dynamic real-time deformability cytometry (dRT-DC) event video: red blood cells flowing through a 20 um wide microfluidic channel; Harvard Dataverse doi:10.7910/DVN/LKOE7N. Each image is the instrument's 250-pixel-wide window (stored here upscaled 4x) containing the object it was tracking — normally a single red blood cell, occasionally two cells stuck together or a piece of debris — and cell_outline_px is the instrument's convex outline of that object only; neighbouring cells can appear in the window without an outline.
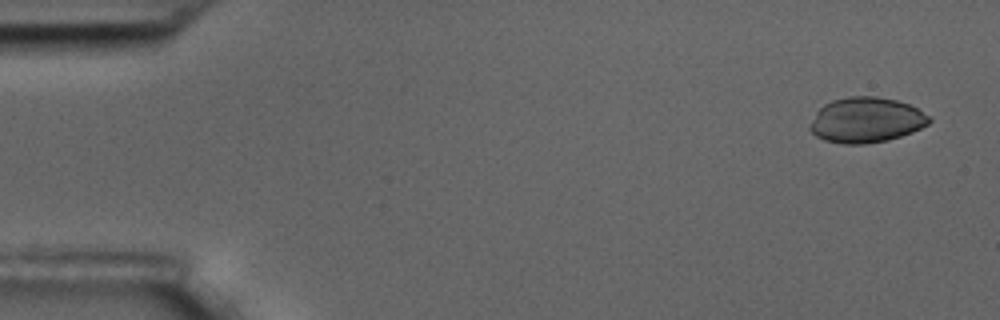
{"species": "common noctule bat (a hibernating species)", "species_latin": "Nyctalus noctula", "temperature_condition": "room temperature", "stored_images_in_passage": 5, "camera_frame_rate_fps": 3000, "um_per_image_px": 0.085, "animal": {"sex": "male", "body_mass_g": 17.5, "forearm_length_mm": 52.3}, "frame": {"image": 1, "passage_image": 1, "time_ms": 0.0, "image_size_px": [1000, 320], "cell_outline_px": [[932, 120], [928, 124], [912, 132], [888, 140], [864, 144], [844, 144], [824, 140], [816, 136], [808, 128], [808, 124], [816, 112], [824, 104], [832, 100], [848, 96], [876, 96], [896, 100], [908, 104], [916, 108], [928, 116]], "centroid_in_image_um": [73.58, 10.2], "position_along_channel_um": 11.4, "area_um2": 31.5}}
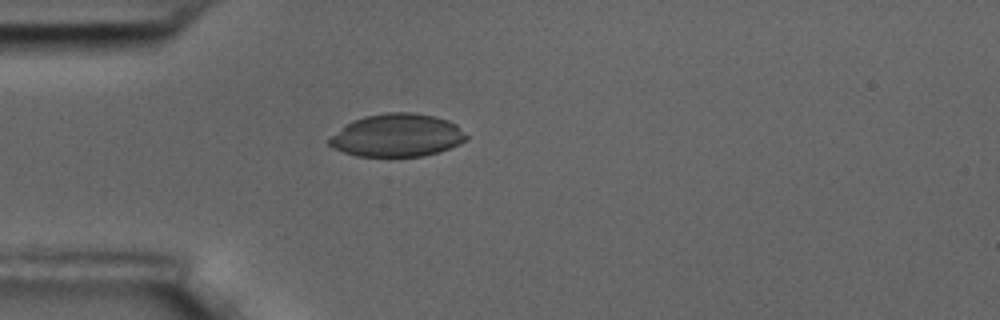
{"frame": {"image": 2, "passage_image": 4, "time_ms": 4.333, "image_size_px": [1000, 320], "cell_outline_px": [[468, 140], [460, 144], [424, 156], [356, 156], [332, 148], [328, 144], [328, 140], [344, 124], [352, 120], [364, 116], [384, 112], [412, 112], [436, 116], [448, 120], [456, 124], [468, 136]], "centroid_in_image_um": [33.75, 11.49], "position_along_channel_um": 51.3, "area_um2": 34.45}}